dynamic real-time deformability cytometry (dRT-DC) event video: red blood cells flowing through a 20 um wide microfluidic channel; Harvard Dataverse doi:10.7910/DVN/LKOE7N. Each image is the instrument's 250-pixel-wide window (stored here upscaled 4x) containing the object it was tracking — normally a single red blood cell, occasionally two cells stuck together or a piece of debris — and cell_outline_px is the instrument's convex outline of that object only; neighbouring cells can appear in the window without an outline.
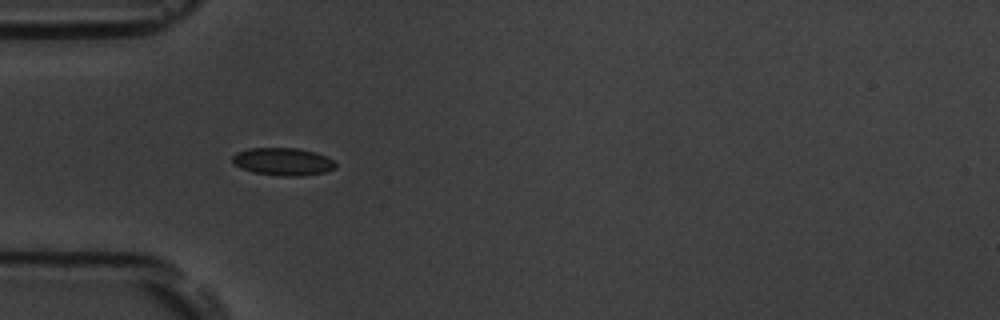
{"species": "common noctule bat (a hibernating species)", "species_latin": "Nyctalus noctula", "temperature_condition": "room temperature", "stored_images_in_passage": 51, "camera_frame_rate_fps": 3000, "um_per_image_px": 0.085, "animal": {"sex": "male", "body_mass_g": 19.5, "forearm_length_mm": 54.6}, "frame": {"image": 1, "passage_image": 12, "time_ms": 3.667, "image_size_px": [1000, 320], "cell_outline_px": [[336, 168], [324, 172], [304, 176], [280, 176], [256, 172], [244, 168], [236, 164], [232, 160], [232, 156], [236, 152], [248, 148], [300, 148], [316, 152], [332, 160], [336, 164]], "centroid_in_image_um": [24.08, 13.73], "position_along_channel_um": 60.9, "area_um2": 16.47}}
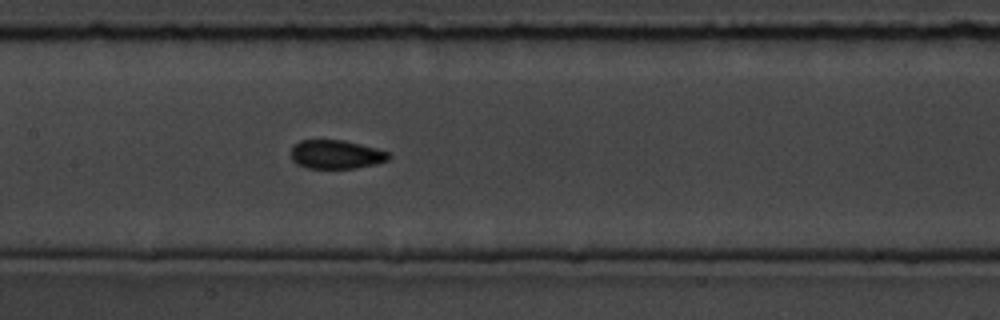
{"frame": {"image": 2, "passage_image": 22, "time_ms": 7.0, "image_size_px": [1000, 320], "cell_outline_px": [[392, 156], [388, 160], [376, 164], [356, 168], [308, 168], [296, 164], [292, 160], [292, 148], [300, 140], [344, 140], [376, 148], [388, 152]], "centroid_in_image_um": [28.59, 13.13], "position_along_channel_um": 178.8, "area_um2": 16.36}}
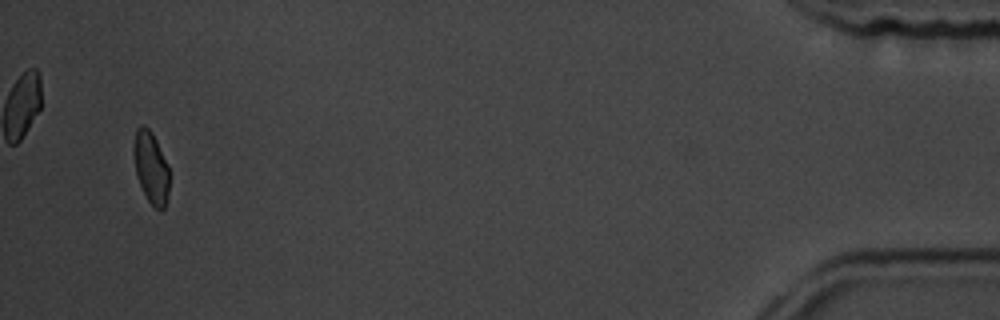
{"frame": {"image": 3, "passage_image": 49, "time_ms": 16.0, "image_size_px": [1000, 320], "cell_outline_px": [[168, 192], [164, 208], [156, 208], [148, 200], [136, 176], [132, 152], [136, 128], [144, 124], [152, 132], [168, 164]], "centroid_in_image_um": [12.8, 14.18], "position_along_channel_um": 422.4, "area_um2": 14.8}, "authors_computed_cell_mechanics": {"area_um2": 16.2418, "velocity_mm_per_s": 3.6128, "shape_relaxation_time_tau1_ms": 2.4624, "shape_relaxation_time_tau2_ms": 1.7927, "deformation_change_tau1": 0.0855, "deformation_change_tau2": 0.0514}}